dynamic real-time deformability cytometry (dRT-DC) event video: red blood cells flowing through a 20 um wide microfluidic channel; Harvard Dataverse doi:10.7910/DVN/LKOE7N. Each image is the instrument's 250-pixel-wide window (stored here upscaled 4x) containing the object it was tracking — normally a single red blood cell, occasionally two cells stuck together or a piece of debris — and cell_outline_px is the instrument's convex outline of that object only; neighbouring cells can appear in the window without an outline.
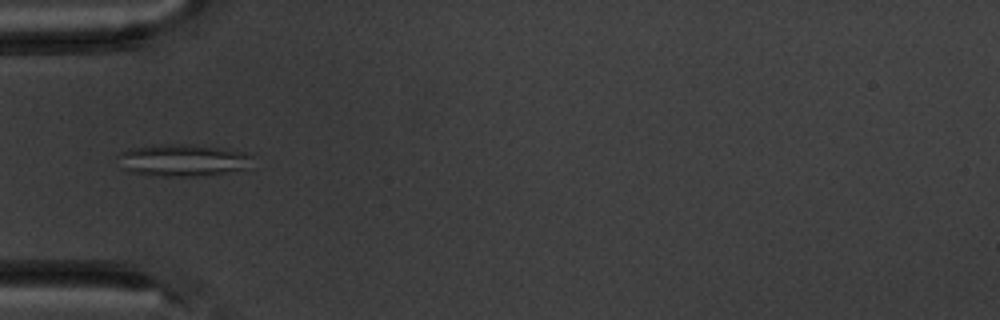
{"species": "common noctule bat (a hibernating species)", "species_latin": "Nyctalus noctula", "temperature_condition": "warm", "stored_images_in_passage": 5, "camera_frame_rate_fps": 3000, "um_per_image_px": 0.085, "animal": {"sex": "male", "body_mass_g": 20.1, "forearm_length_mm": 53.5}, "frame": {"image": 1, "passage_image": 5, "time_ms": 4.333, "image_size_px": [1000, 320], "cell_outline_px": [[252, 156], [240, 168], [224, 172], [200, 176], [148, 176], [128, 172], [120, 168], [120, 152], [132, 148], [152, 144], [196, 144], [244, 152]], "centroid_in_image_um": [15.37, 13.61], "position_along_channel_um": 69.6, "area_um2": 24.85}}